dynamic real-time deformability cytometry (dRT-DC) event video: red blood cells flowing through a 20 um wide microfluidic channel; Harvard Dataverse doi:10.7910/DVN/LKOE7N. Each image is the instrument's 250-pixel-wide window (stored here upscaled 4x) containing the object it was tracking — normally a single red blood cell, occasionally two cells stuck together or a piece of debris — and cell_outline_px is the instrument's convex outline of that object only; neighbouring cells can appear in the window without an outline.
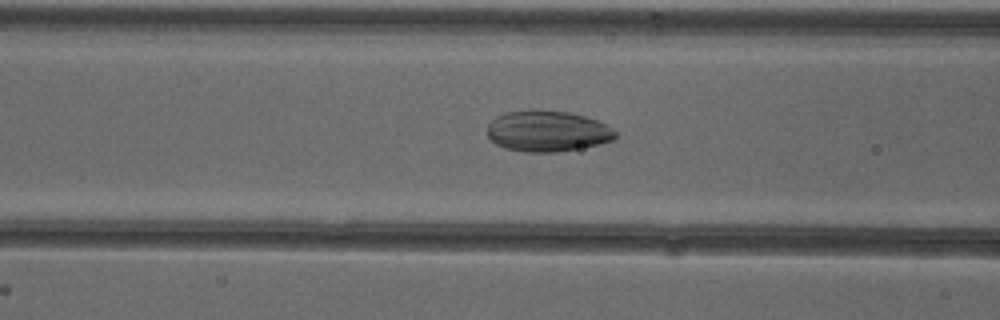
{"species": "common noctule bat (a hibernating species)", "species_latin": "Nyctalus noctula", "temperature_condition": "cold", "stored_images_in_passage": 52, "camera_frame_rate_fps": 3000, "um_per_image_px": 0.085, "animal": {"sex": "female"}, "frame": {"image": 1, "passage_image": 21, "time_ms": 6.667, "image_size_px": [1000, 320], "cell_outline_px": [[616, 136], [612, 140], [580, 148], [556, 152], [524, 152], [504, 148], [496, 144], [488, 136], [488, 124], [496, 116], [508, 112], [532, 108], [540, 108], [568, 112], [584, 116], [596, 120], [612, 128], [616, 132]], "centroid_in_image_um": [46.49, 11.13], "position_along_channel_um": 120.1, "area_um2": 30.75}}
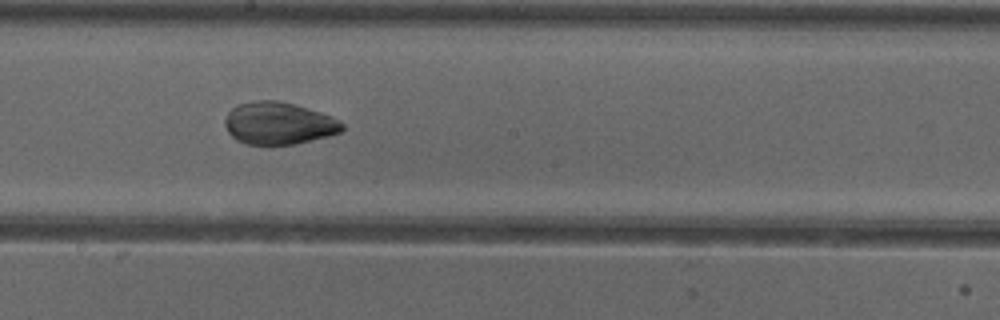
{"frame": {"image": 2, "passage_image": 29, "time_ms": 9.333, "image_size_px": [1000, 320], "cell_outline_px": [[344, 128], [340, 132], [328, 136], [296, 144], [248, 144], [236, 140], [228, 132], [224, 124], [224, 120], [228, 112], [232, 108], [240, 104], [252, 100], [276, 100], [292, 104], [320, 112], [332, 116], [340, 120], [344, 124]], "centroid_in_image_um": [23.68, 10.48], "position_along_channel_um": 224.5, "area_um2": 28.84}}
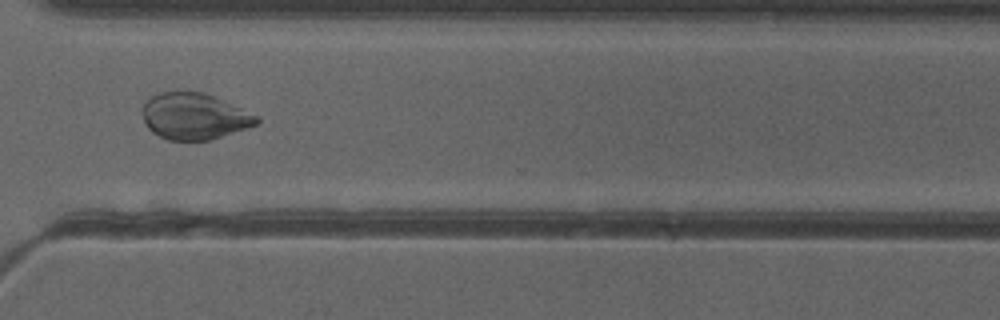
{"frame": {"image": 3, "passage_image": 39, "time_ms": 12.667, "image_size_px": [1000, 320], "cell_outline_px": [[260, 124], [208, 140], [168, 140], [152, 132], [148, 128], [140, 112], [144, 104], [152, 96], [160, 92], [180, 88], [204, 92], [240, 108], [256, 116], [260, 120]], "centroid_in_image_um": [16.46, 9.85], "position_along_channel_um": 354.1, "area_um2": 31.15}}